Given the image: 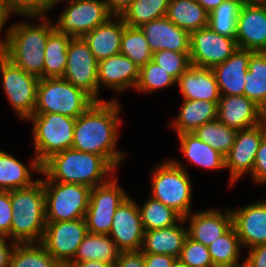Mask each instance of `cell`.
Instances as JSON below:
<instances>
[{"label": "cell", "mask_w": 266, "mask_h": 267, "mask_svg": "<svg viewBox=\"0 0 266 267\" xmlns=\"http://www.w3.org/2000/svg\"><path fill=\"white\" fill-rule=\"evenodd\" d=\"M120 107L117 98L94 101L76 118L71 148L102 156L116 170L126 157L116 148L122 120Z\"/></svg>", "instance_id": "1"}, {"label": "cell", "mask_w": 266, "mask_h": 267, "mask_svg": "<svg viewBox=\"0 0 266 267\" xmlns=\"http://www.w3.org/2000/svg\"><path fill=\"white\" fill-rule=\"evenodd\" d=\"M42 21L36 24L17 22L7 28L5 42L0 51L15 65L38 78H44L45 46L49 34L55 29L46 15L23 16Z\"/></svg>", "instance_id": "2"}, {"label": "cell", "mask_w": 266, "mask_h": 267, "mask_svg": "<svg viewBox=\"0 0 266 267\" xmlns=\"http://www.w3.org/2000/svg\"><path fill=\"white\" fill-rule=\"evenodd\" d=\"M41 181L77 183L94 188L107 182L116 170L102 157L94 153L69 148L52 154L41 164Z\"/></svg>", "instance_id": "3"}, {"label": "cell", "mask_w": 266, "mask_h": 267, "mask_svg": "<svg viewBox=\"0 0 266 267\" xmlns=\"http://www.w3.org/2000/svg\"><path fill=\"white\" fill-rule=\"evenodd\" d=\"M12 222L10 238L17 244L40 243L46 226L43 182L11 190Z\"/></svg>", "instance_id": "4"}, {"label": "cell", "mask_w": 266, "mask_h": 267, "mask_svg": "<svg viewBox=\"0 0 266 267\" xmlns=\"http://www.w3.org/2000/svg\"><path fill=\"white\" fill-rule=\"evenodd\" d=\"M176 159L162 161L153 169L151 197L174 209L183 218L190 214L193 185L186 167Z\"/></svg>", "instance_id": "5"}, {"label": "cell", "mask_w": 266, "mask_h": 267, "mask_svg": "<svg viewBox=\"0 0 266 267\" xmlns=\"http://www.w3.org/2000/svg\"><path fill=\"white\" fill-rule=\"evenodd\" d=\"M95 100L63 78H40L34 113H59L79 117Z\"/></svg>", "instance_id": "6"}, {"label": "cell", "mask_w": 266, "mask_h": 267, "mask_svg": "<svg viewBox=\"0 0 266 267\" xmlns=\"http://www.w3.org/2000/svg\"><path fill=\"white\" fill-rule=\"evenodd\" d=\"M26 121L33 123L34 155L41 164L52 154L72 147L76 118L59 113H34Z\"/></svg>", "instance_id": "7"}, {"label": "cell", "mask_w": 266, "mask_h": 267, "mask_svg": "<svg viewBox=\"0 0 266 267\" xmlns=\"http://www.w3.org/2000/svg\"><path fill=\"white\" fill-rule=\"evenodd\" d=\"M45 193L46 222L84 218L91 188L77 183L42 181Z\"/></svg>", "instance_id": "8"}, {"label": "cell", "mask_w": 266, "mask_h": 267, "mask_svg": "<svg viewBox=\"0 0 266 267\" xmlns=\"http://www.w3.org/2000/svg\"><path fill=\"white\" fill-rule=\"evenodd\" d=\"M2 89L21 120L34 114L40 78L25 72L0 51Z\"/></svg>", "instance_id": "9"}, {"label": "cell", "mask_w": 266, "mask_h": 267, "mask_svg": "<svg viewBox=\"0 0 266 267\" xmlns=\"http://www.w3.org/2000/svg\"><path fill=\"white\" fill-rule=\"evenodd\" d=\"M128 196L114 176L107 182L91 188L89 205L84 216L87 231L108 235L116 209Z\"/></svg>", "instance_id": "10"}, {"label": "cell", "mask_w": 266, "mask_h": 267, "mask_svg": "<svg viewBox=\"0 0 266 267\" xmlns=\"http://www.w3.org/2000/svg\"><path fill=\"white\" fill-rule=\"evenodd\" d=\"M111 17L104 0H76L66 5L54 27L59 33L83 37Z\"/></svg>", "instance_id": "11"}, {"label": "cell", "mask_w": 266, "mask_h": 267, "mask_svg": "<svg viewBox=\"0 0 266 267\" xmlns=\"http://www.w3.org/2000/svg\"><path fill=\"white\" fill-rule=\"evenodd\" d=\"M87 233L84 218L47 222L40 244L62 267H65L74 259Z\"/></svg>", "instance_id": "12"}, {"label": "cell", "mask_w": 266, "mask_h": 267, "mask_svg": "<svg viewBox=\"0 0 266 267\" xmlns=\"http://www.w3.org/2000/svg\"><path fill=\"white\" fill-rule=\"evenodd\" d=\"M98 61L83 37H71L63 79L83 89L98 101Z\"/></svg>", "instance_id": "13"}, {"label": "cell", "mask_w": 266, "mask_h": 267, "mask_svg": "<svg viewBox=\"0 0 266 267\" xmlns=\"http://www.w3.org/2000/svg\"><path fill=\"white\" fill-rule=\"evenodd\" d=\"M238 49L235 39L204 27L190 33L191 66L212 68L225 62Z\"/></svg>", "instance_id": "14"}, {"label": "cell", "mask_w": 266, "mask_h": 267, "mask_svg": "<svg viewBox=\"0 0 266 267\" xmlns=\"http://www.w3.org/2000/svg\"><path fill=\"white\" fill-rule=\"evenodd\" d=\"M265 134V121L254 127L237 131L234 144L225 156V168L229 169L231 185L246 173L251 176L256 153Z\"/></svg>", "instance_id": "15"}, {"label": "cell", "mask_w": 266, "mask_h": 267, "mask_svg": "<svg viewBox=\"0 0 266 267\" xmlns=\"http://www.w3.org/2000/svg\"><path fill=\"white\" fill-rule=\"evenodd\" d=\"M144 233L138 204L128 196L116 209L108 235L121 251H139Z\"/></svg>", "instance_id": "16"}, {"label": "cell", "mask_w": 266, "mask_h": 267, "mask_svg": "<svg viewBox=\"0 0 266 267\" xmlns=\"http://www.w3.org/2000/svg\"><path fill=\"white\" fill-rule=\"evenodd\" d=\"M238 48L266 52V4L261 0L244 2L237 19Z\"/></svg>", "instance_id": "17"}, {"label": "cell", "mask_w": 266, "mask_h": 267, "mask_svg": "<svg viewBox=\"0 0 266 267\" xmlns=\"http://www.w3.org/2000/svg\"><path fill=\"white\" fill-rule=\"evenodd\" d=\"M242 248L266 244V198L231 210Z\"/></svg>", "instance_id": "18"}, {"label": "cell", "mask_w": 266, "mask_h": 267, "mask_svg": "<svg viewBox=\"0 0 266 267\" xmlns=\"http://www.w3.org/2000/svg\"><path fill=\"white\" fill-rule=\"evenodd\" d=\"M217 110V119L237 131L264 121V111L244 95H221Z\"/></svg>", "instance_id": "19"}, {"label": "cell", "mask_w": 266, "mask_h": 267, "mask_svg": "<svg viewBox=\"0 0 266 267\" xmlns=\"http://www.w3.org/2000/svg\"><path fill=\"white\" fill-rule=\"evenodd\" d=\"M183 219L189 222L188 236L205 246L210 245L233 226L232 212L228 208L224 211L212 207L204 211H191Z\"/></svg>", "instance_id": "20"}, {"label": "cell", "mask_w": 266, "mask_h": 267, "mask_svg": "<svg viewBox=\"0 0 266 267\" xmlns=\"http://www.w3.org/2000/svg\"><path fill=\"white\" fill-rule=\"evenodd\" d=\"M152 53L169 50L190 53V33L179 28L166 16L140 26Z\"/></svg>", "instance_id": "21"}, {"label": "cell", "mask_w": 266, "mask_h": 267, "mask_svg": "<svg viewBox=\"0 0 266 267\" xmlns=\"http://www.w3.org/2000/svg\"><path fill=\"white\" fill-rule=\"evenodd\" d=\"M98 101L100 88L108 87L115 92L134 88L139 78V68L127 56L119 53L98 62Z\"/></svg>", "instance_id": "22"}, {"label": "cell", "mask_w": 266, "mask_h": 267, "mask_svg": "<svg viewBox=\"0 0 266 267\" xmlns=\"http://www.w3.org/2000/svg\"><path fill=\"white\" fill-rule=\"evenodd\" d=\"M253 51L238 48L225 62L213 66L220 95H244L245 75Z\"/></svg>", "instance_id": "23"}, {"label": "cell", "mask_w": 266, "mask_h": 267, "mask_svg": "<svg viewBox=\"0 0 266 267\" xmlns=\"http://www.w3.org/2000/svg\"><path fill=\"white\" fill-rule=\"evenodd\" d=\"M176 84L186 100L219 101L221 96L211 68L190 66Z\"/></svg>", "instance_id": "24"}, {"label": "cell", "mask_w": 266, "mask_h": 267, "mask_svg": "<svg viewBox=\"0 0 266 267\" xmlns=\"http://www.w3.org/2000/svg\"><path fill=\"white\" fill-rule=\"evenodd\" d=\"M124 28L125 23L122 18L113 16L83 36L98 62L120 53Z\"/></svg>", "instance_id": "25"}, {"label": "cell", "mask_w": 266, "mask_h": 267, "mask_svg": "<svg viewBox=\"0 0 266 267\" xmlns=\"http://www.w3.org/2000/svg\"><path fill=\"white\" fill-rule=\"evenodd\" d=\"M184 223L185 220L182 218L173 226L145 231L140 251L142 253L170 255L178 259L188 236L187 228L183 226Z\"/></svg>", "instance_id": "26"}, {"label": "cell", "mask_w": 266, "mask_h": 267, "mask_svg": "<svg viewBox=\"0 0 266 267\" xmlns=\"http://www.w3.org/2000/svg\"><path fill=\"white\" fill-rule=\"evenodd\" d=\"M29 164L27 167L12 154L0 150V191L24 189L37 182L31 175L32 172L41 174V163L34 155Z\"/></svg>", "instance_id": "27"}, {"label": "cell", "mask_w": 266, "mask_h": 267, "mask_svg": "<svg viewBox=\"0 0 266 267\" xmlns=\"http://www.w3.org/2000/svg\"><path fill=\"white\" fill-rule=\"evenodd\" d=\"M218 101L182 100L181 110L170 124L177 135L193 133L204 123L217 119Z\"/></svg>", "instance_id": "28"}, {"label": "cell", "mask_w": 266, "mask_h": 267, "mask_svg": "<svg viewBox=\"0 0 266 267\" xmlns=\"http://www.w3.org/2000/svg\"><path fill=\"white\" fill-rule=\"evenodd\" d=\"M180 143V151L188 159V162L210 170H224L225 156L202 142L194 133H182L177 135Z\"/></svg>", "instance_id": "29"}, {"label": "cell", "mask_w": 266, "mask_h": 267, "mask_svg": "<svg viewBox=\"0 0 266 267\" xmlns=\"http://www.w3.org/2000/svg\"><path fill=\"white\" fill-rule=\"evenodd\" d=\"M120 253L121 250L109 235L88 232L71 262L98 260L115 267Z\"/></svg>", "instance_id": "30"}, {"label": "cell", "mask_w": 266, "mask_h": 267, "mask_svg": "<svg viewBox=\"0 0 266 267\" xmlns=\"http://www.w3.org/2000/svg\"><path fill=\"white\" fill-rule=\"evenodd\" d=\"M166 17L189 33L207 27L209 22V13L196 0H170Z\"/></svg>", "instance_id": "31"}, {"label": "cell", "mask_w": 266, "mask_h": 267, "mask_svg": "<svg viewBox=\"0 0 266 267\" xmlns=\"http://www.w3.org/2000/svg\"><path fill=\"white\" fill-rule=\"evenodd\" d=\"M244 96L266 111V52H254L245 75Z\"/></svg>", "instance_id": "32"}, {"label": "cell", "mask_w": 266, "mask_h": 267, "mask_svg": "<svg viewBox=\"0 0 266 267\" xmlns=\"http://www.w3.org/2000/svg\"><path fill=\"white\" fill-rule=\"evenodd\" d=\"M71 36L54 29L45 46L44 78H62L67 65V48Z\"/></svg>", "instance_id": "33"}, {"label": "cell", "mask_w": 266, "mask_h": 267, "mask_svg": "<svg viewBox=\"0 0 266 267\" xmlns=\"http://www.w3.org/2000/svg\"><path fill=\"white\" fill-rule=\"evenodd\" d=\"M145 231L163 229L177 224L183 217L159 200L148 197L142 206L138 205Z\"/></svg>", "instance_id": "34"}, {"label": "cell", "mask_w": 266, "mask_h": 267, "mask_svg": "<svg viewBox=\"0 0 266 267\" xmlns=\"http://www.w3.org/2000/svg\"><path fill=\"white\" fill-rule=\"evenodd\" d=\"M170 0H134L120 16L131 27H140L166 16Z\"/></svg>", "instance_id": "35"}, {"label": "cell", "mask_w": 266, "mask_h": 267, "mask_svg": "<svg viewBox=\"0 0 266 267\" xmlns=\"http://www.w3.org/2000/svg\"><path fill=\"white\" fill-rule=\"evenodd\" d=\"M207 247L215 267H229L239 262L243 250L234 226Z\"/></svg>", "instance_id": "36"}, {"label": "cell", "mask_w": 266, "mask_h": 267, "mask_svg": "<svg viewBox=\"0 0 266 267\" xmlns=\"http://www.w3.org/2000/svg\"><path fill=\"white\" fill-rule=\"evenodd\" d=\"M243 0H226L209 13L208 27L236 40L237 19Z\"/></svg>", "instance_id": "37"}, {"label": "cell", "mask_w": 266, "mask_h": 267, "mask_svg": "<svg viewBox=\"0 0 266 267\" xmlns=\"http://www.w3.org/2000/svg\"><path fill=\"white\" fill-rule=\"evenodd\" d=\"M202 142L226 156L232 148L237 130L222 124L218 119L204 123L193 132Z\"/></svg>", "instance_id": "38"}, {"label": "cell", "mask_w": 266, "mask_h": 267, "mask_svg": "<svg viewBox=\"0 0 266 267\" xmlns=\"http://www.w3.org/2000/svg\"><path fill=\"white\" fill-rule=\"evenodd\" d=\"M120 53L129 57L138 68L152 60L153 53L140 27L125 24L122 33Z\"/></svg>", "instance_id": "39"}, {"label": "cell", "mask_w": 266, "mask_h": 267, "mask_svg": "<svg viewBox=\"0 0 266 267\" xmlns=\"http://www.w3.org/2000/svg\"><path fill=\"white\" fill-rule=\"evenodd\" d=\"M9 267H62L40 243L17 244Z\"/></svg>", "instance_id": "40"}, {"label": "cell", "mask_w": 266, "mask_h": 267, "mask_svg": "<svg viewBox=\"0 0 266 267\" xmlns=\"http://www.w3.org/2000/svg\"><path fill=\"white\" fill-rule=\"evenodd\" d=\"M176 80L153 60L139 68V78L135 90L141 93H153L155 90L175 85Z\"/></svg>", "instance_id": "41"}, {"label": "cell", "mask_w": 266, "mask_h": 267, "mask_svg": "<svg viewBox=\"0 0 266 267\" xmlns=\"http://www.w3.org/2000/svg\"><path fill=\"white\" fill-rule=\"evenodd\" d=\"M152 60L176 81L191 66L190 53L160 50L153 53Z\"/></svg>", "instance_id": "42"}, {"label": "cell", "mask_w": 266, "mask_h": 267, "mask_svg": "<svg viewBox=\"0 0 266 267\" xmlns=\"http://www.w3.org/2000/svg\"><path fill=\"white\" fill-rule=\"evenodd\" d=\"M178 260L188 267H215L208 247L187 236Z\"/></svg>", "instance_id": "43"}, {"label": "cell", "mask_w": 266, "mask_h": 267, "mask_svg": "<svg viewBox=\"0 0 266 267\" xmlns=\"http://www.w3.org/2000/svg\"><path fill=\"white\" fill-rule=\"evenodd\" d=\"M5 11L12 16H42L52 9V0H2Z\"/></svg>", "instance_id": "44"}, {"label": "cell", "mask_w": 266, "mask_h": 267, "mask_svg": "<svg viewBox=\"0 0 266 267\" xmlns=\"http://www.w3.org/2000/svg\"><path fill=\"white\" fill-rule=\"evenodd\" d=\"M11 191H0V234L10 237L12 222Z\"/></svg>", "instance_id": "45"}, {"label": "cell", "mask_w": 266, "mask_h": 267, "mask_svg": "<svg viewBox=\"0 0 266 267\" xmlns=\"http://www.w3.org/2000/svg\"><path fill=\"white\" fill-rule=\"evenodd\" d=\"M251 175L254 183H266V134L263 136L259 149L256 153Z\"/></svg>", "instance_id": "46"}, {"label": "cell", "mask_w": 266, "mask_h": 267, "mask_svg": "<svg viewBox=\"0 0 266 267\" xmlns=\"http://www.w3.org/2000/svg\"><path fill=\"white\" fill-rule=\"evenodd\" d=\"M115 267H145L144 255L139 251H121Z\"/></svg>", "instance_id": "47"}, {"label": "cell", "mask_w": 266, "mask_h": 267, "mask_svg": "<svg viewBox=\"0 0 266 267\" xmlns=\"http://www.w3.org/2000/svg\"><path fill=\"white\" fill-rule=\"evenodd\" d=\"M145 267H172L177 260L173 256L164 254L143 253Z\"/></svg>", "instance_id": "48"}, {"label": "cell", "mask_w": 266, "mask_h": 267, "mask_svg": "<svg viewBox=\"0 0 266 267\" xmlns=\"http://www.w3.org/2000/svg\"><path fill=\"white\" fill-rule=\"evenodd\" d=\"M9 241V238L5 235L0 234V267H9L11 263V258L15 247L17 245L16 242Z\"/></svg>", "instance_id": "49"}, {"label": "cell", "mask_w": 266, "mask_h": 267, "mask_svg": "<svg viewBox=\"0 0 266 267\" xmlns=\"http://www.w3.org/2000/svg\"><path fill=\"white\" fill-rule=\"evenodd\" d=\"M245 258L252 267H266V244L249 248Z\"/></svg>", "instance_id": "50"}, {"label": "cell", "mask_w": 266, "mask_h": 267, "mask_svg": "<svg viewBox=\"0 0 266 267\" xmlns=\"http://www.w3.org/2000/svg\"><path fill=\"white\" fill-rule=\"evenodd\" d=\"M113 16H121L134 0H104Z\"/></svg>", "instance_id": "51"}, {"label": "cell", "mask_w": 266, "mask_h": 267, "mask_svg": "<svg viewBox=\"0 0 266 267\" xmlns=\"http://www.w3.org/2000/svg\"><path fill=\"white\" fill-rule=\"evenodd\" d=\"M65 267H112V266L102 261L90 260L83 262H70Z\"/></svg>", "instance_id": "52"}, {"label": "cell", "mask_w": 266, "mask_h": 267, "mask_svg": "<svg viewBox=\"0 0 266 267\" xmlns=\"http://www.w3.org/2000/svg\"><path fill=\"white\" fill-rule=\"evenodd\" d=\"M208 13L226 0H196Z\"/></svg>", "instance_id": "53"}, {"label": "cell", "mask_w": 266, "mask_h": 267, "mask_svg": "<svg viewBox=\"0 0 266 267\" xmlns=\"http://www.w3.org/2000/svg\"><path fill=\"white\" fill-rule=\"evenodd\" d=\"M9 17H10V15L5 11L3 1L0 0V33L4 29L3 27H5L4 25L7 22L6 20H9L8 19ZM4 42H5V40L0 39V47L4 44Z\"/></svg>", "instance_id": "54"}, {"label": "cell", "mask_w": 266, "mask_h": 267, "mask_svg": "<svg viewBox=\"0 0 266 267\" xmlns=\"http://www.w3.org/2000/svg\"><path fill=\"white\" fill-rule=\"evenodd\" d=\"M229 267H252V266L245 259V260H243L242 264H240L239 262H237V263H234L232 266H229Z\"/></svg>", "instance_id": "55"}, {"label": "cell", "mask_w": 266, "mask_h": 267, "mask_svg": "<svg viewBox=\"0 0 266 267\" xmlns=\"http://www.w3.org/2000/svg\"><path fill=\"white\" fill-rule=\"evenodd\" d=\"M63 2V1H67L68 3H72V2H74V1H76V0H52V8L53 7H56L55 5H57L59 2Z\"/></svg>", "instance_id": "56"}, {"label": "cell", "mask_w": 266, "mask_h": 267, "mask_svg": "<svg viewBox=\"0 0 266 267\" xmlns=\"http://www.w3.org/2000/svg\"><path fill=\"white\" fill-rule=\"evenodd\" d=\"M172 267H188L186 264L181 263L178 259L173 263Z\"/></svg>", "instance_id": "57"}, {"label": "cell", "mask_w": 266, "mask_h": 267, "mask_svg": "<svg viewBox=\"0 0 266 267\" xmlns=\"http://www.w3.org/2000/svg\"><path fill=\"white\" fill-rule=\"evenodd\" d=\"M264 121L266 122V111L264 112Z\"/></svg>", "instance_id": "58"}, {"label": "cell", "mask_w": 266, "mask_h": 267, "mask_svg": "<svg viewBox=\"0 0 266 267\" xmlns=\"http://www.w3.org/2000/svg\"><path fill=\"white\" fill-rule=\"evenodd\" d=\"M244 2H247V1H257V0H243Z\"/></svg>", "instance_id": "59"}]
</instances>
